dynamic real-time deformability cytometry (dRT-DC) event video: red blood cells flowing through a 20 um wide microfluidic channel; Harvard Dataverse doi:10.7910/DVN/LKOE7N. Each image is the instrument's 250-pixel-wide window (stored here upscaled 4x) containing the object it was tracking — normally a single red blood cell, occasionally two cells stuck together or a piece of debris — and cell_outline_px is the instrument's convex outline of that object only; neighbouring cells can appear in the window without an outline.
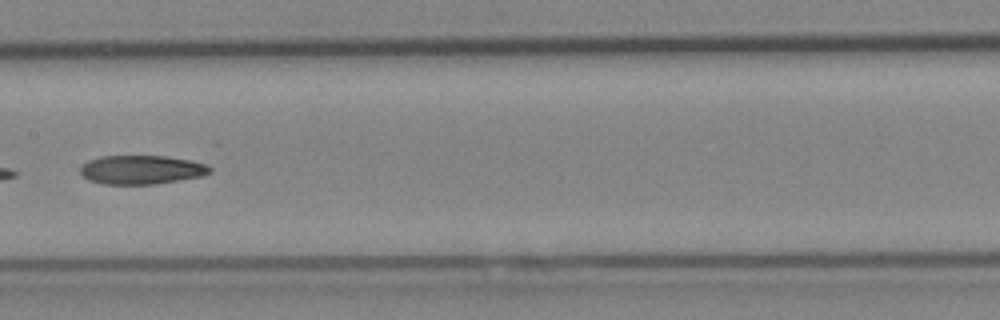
{"species": "Egyptian fruit bat (a non-hibernating species)", "species_latin": "Rousettus aegyptiacus", "temperature_condition": "cold", "stored_images_in_passage": 7, "camera_frame_rate_fps": 3000, "um_per_image_px": 0.085, "animal": {"sex": "female"}, "frame": {"image": 1, "passage_image": 6, "time_ms": 1.667, "image_size_px": [1000, 320], "cell_outline_px": [[212, 172], [204, 176], [156, 184], [104, 184], [88, 180], [80, 172], [80, 168], [88, 160], [100, 156], [164, 156], [192, 160], [204, 164], [212, 168]], "centroid_in_image_um": [12.05, 14.43], "position_along_channel_um": 195.4, "area_um2": 21.91}}
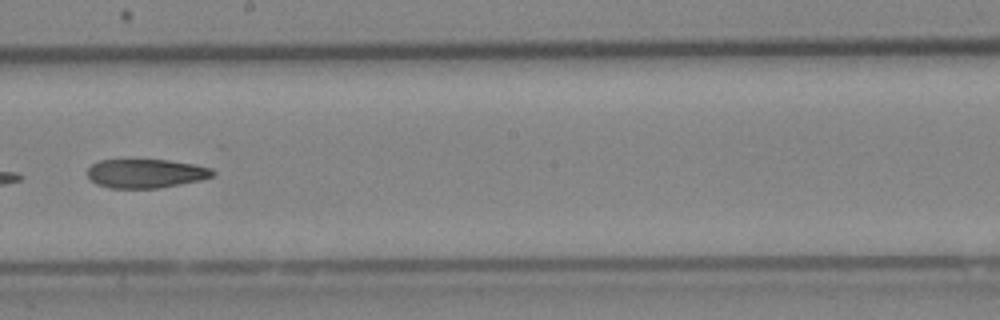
{"frame": {"image": 2, "passage_image": 7, "time_ms": 2.0, "image_size_px": [1000, 320], "cell_outline_px": [[216, 172], [212, 176], [200, 180], [180, 184], [156, 188], [108, 188], [96, 184], [88, 176], [88, 168], [92, 164], [100, 160], [168, 160], [196, 164], [212, 168]], "centroid_in_image_um": [12.41, 14.74], "position_along_channel_um": 235.8, "area_um2": 21.1}}